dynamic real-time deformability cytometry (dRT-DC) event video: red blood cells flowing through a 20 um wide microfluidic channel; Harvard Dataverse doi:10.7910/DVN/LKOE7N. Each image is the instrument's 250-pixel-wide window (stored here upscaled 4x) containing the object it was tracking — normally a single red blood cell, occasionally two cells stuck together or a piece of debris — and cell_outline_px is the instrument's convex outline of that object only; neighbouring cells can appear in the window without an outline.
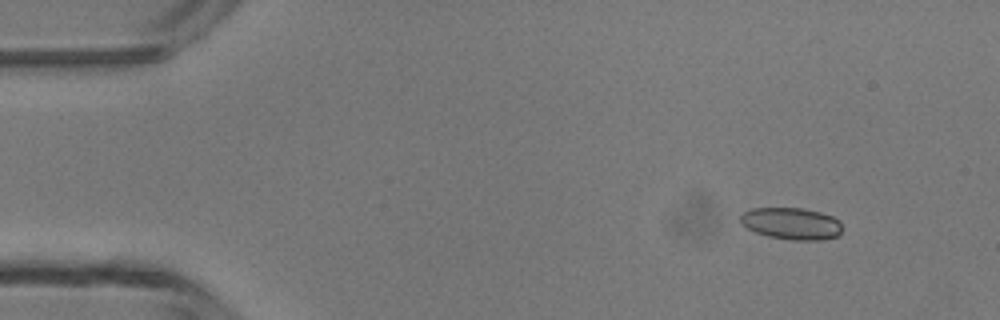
{"species": "common noctule bat (a hibernating species)", "species_latin": "Nyctalus noctula", "temperature_condition": "room temperature", "stored_images_in_passage": 3, "camera_frame_rate_fps": 3000, "um_per_image_px": 0.085, "animal": {"sex": "male", "body_mass_g": 13.3}, "frame": {"image": 1, "passage_image": 1, "time_ms": 0.0, "image_size_px": [1000, 320], "cell_outline_px": [[840, 236], [820, 240], [792, 240], [768, 236], [756, 232], [748, 228], [740, 220], [740, 216], [744, 212], [752, 208], [804, 208], [820, 212], [832, 216], [840, 220]], "centroid_in_image_um": [67.3, 19.0], "position_along_channel_um": 17.7, "area_um2": 18.84}}
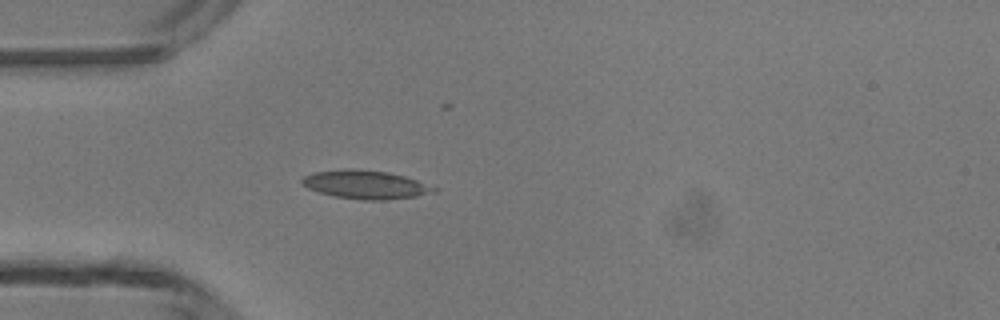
{"frame": {"image": 2, "passage_image": 3, "time_ms": 3.0, "image_size_px": [1000, 320], "cell_outline_px": [[436, 192], [416, 196], [384, 200], [364, 200], [332, 196], [308, 188], [300, 184], [300, 180], [304, 176], [312, 172], [344, 168], [356, 168], [388, 172], [404, 176], [416, 180], [436, 188]], "centroid_in_image_um": [31.0, 15.68], "position_along_channel_um": 54.0, "area_um2": 22.02}}